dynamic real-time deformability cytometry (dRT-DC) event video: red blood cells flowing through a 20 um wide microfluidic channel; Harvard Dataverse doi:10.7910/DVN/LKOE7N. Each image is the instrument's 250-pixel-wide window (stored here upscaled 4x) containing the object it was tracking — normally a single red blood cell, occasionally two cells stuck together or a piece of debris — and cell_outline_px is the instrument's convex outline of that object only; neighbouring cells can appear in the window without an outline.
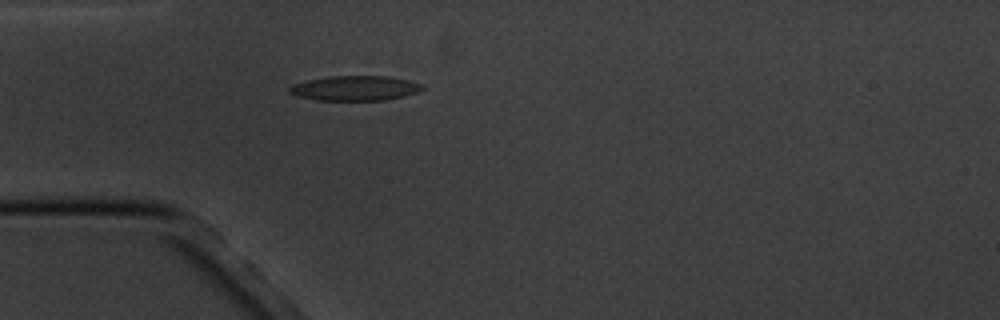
{"species": "common noctule bat (a hibernating species)", "species_latin": "Nyctalus noctula", "temperature_condition": "cold", "stored_images_in_passage": 5, "camera_frame_rate_fps": 3000, "um_per_image_px": 0.085, "animal": {"sex": "male", "body_mass_g": 20.1, "forearm_length_mm": 53.5}, "frame": {"image": 1, "passage_image": 5, "time_ms": 4.667, "image_size_px": [1000, 320], "cell_outline_px": [[424, 88], [420, 92], [404, 96], [384, 100], [316, 100], [300, 96], [288, 92], [288, 88], [292, 84], [308, 80], [328, 76], [388, 76], [408, 80], [420, 84]], "centroid_in_image_um": [30.18, 7.49], "position_along_channel_um": 54.8, "area_um2": 19.19}}